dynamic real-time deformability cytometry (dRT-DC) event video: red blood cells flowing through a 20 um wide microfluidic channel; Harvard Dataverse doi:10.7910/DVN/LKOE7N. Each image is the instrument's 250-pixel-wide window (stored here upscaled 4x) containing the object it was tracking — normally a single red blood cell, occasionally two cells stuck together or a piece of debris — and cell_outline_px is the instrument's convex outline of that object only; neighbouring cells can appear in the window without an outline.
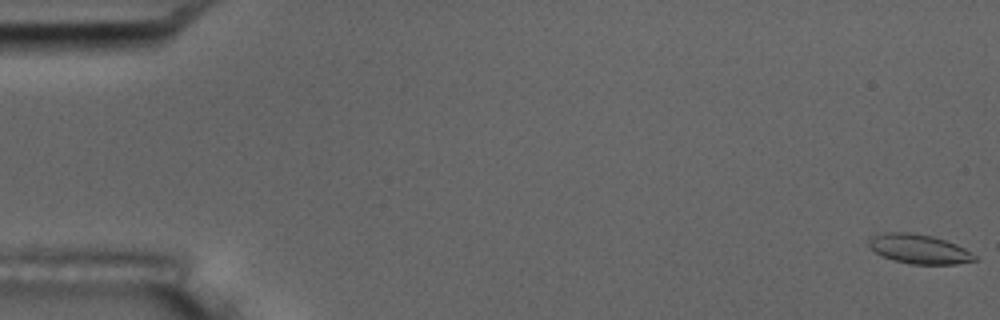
{"species": "common noctule bat (a hibernating species)", "species_latin": "Nyctalus noctula", "temperature_condition": "room temperature", "stored_images_in_passage": 54, "camera_frame_rate_fps": 3000, "um_per_image_px": 0.085, "animal": {"sex": "male", "body_mass_g": 17.5, "forearm_length_mm": 52.3}, "frame": {"image": 1, "passage_image": 1, "time_ms": 0.0, "image_size_px": [1000, 320], "cell_outline_px": [[980, 260], [956, 264], [912, 264], [892, 260], [876, 252], [868, 244], [868, 236], [884, 232], [912, 232], [932, 236], [956, 244], [972, 252]], "centroid_in_image_um": [78.12, 21.16], "position_along_channel_um": 6.9, "area_um2": 18.26}}
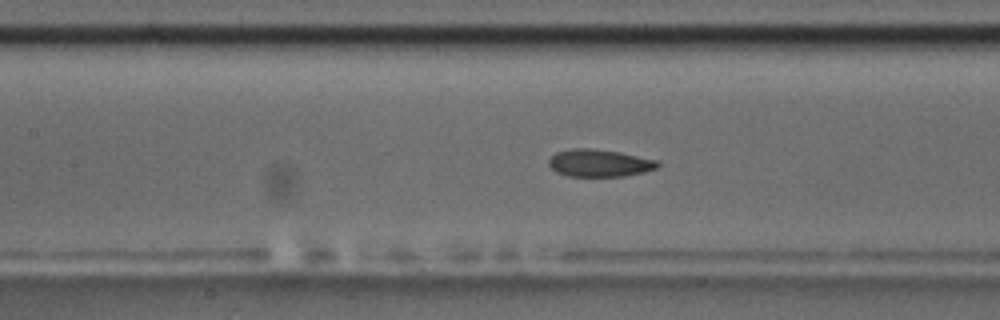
{"frame": {"image": 2, "passage_image": 25, "time_ms": 8.0, "image_size_px": [1000, 320], "cell_outline_px": [[660, 164], [656, 168], [644, 172], [624, 176], [568, 176], [556, 172], [548, 164], [548, 160], [556, 152], [572, 148], [592, 148], [620, 152], [660, 160]], "centroid_in_image_um": [50.97, 13.85], "position_along_channel_um": 156.4, "area_um2": 17.51}}
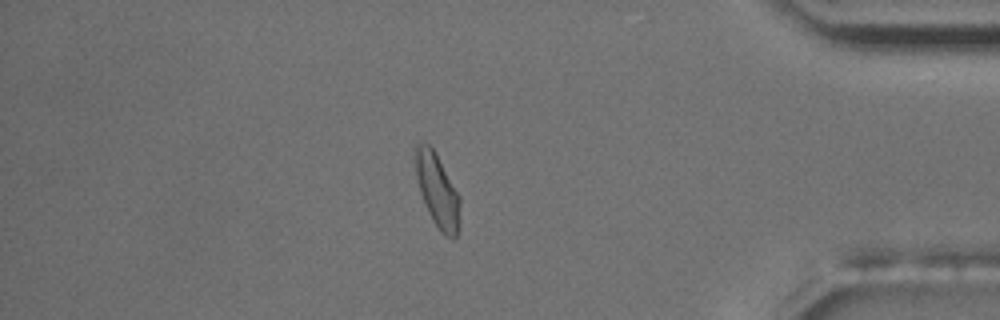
{"frame": {"image": 3, "passage_image": 47, "time_ms": 15.333, "image_size_px": [1000, 320], "cell_outline_px": [[460, 204], [456, 236], [452, 240], [444, 236], [440, 232], [432, 220], [428, 212], [420, 192], [416, 176], [412, 152], [412, 148], [416, 140], [428, 144], [432, 148], [460, 196]], "centroid_in_image_um": [37.11, 16.13], "position_along_channel_um": 398.1, "area_um2": 19.31}, "authors_computed_cell_mechanics": {"area_um2": 17.7157, "velocity_mm_per_s": 3.7588, "shape_relaxation_time_tau1_ms": 2.9182, "shape_relaxation_time_tau2_ms": 1.3475, "deformation_change_tau1": 0.1028, "deformation_change_tau2": 0.0577}}